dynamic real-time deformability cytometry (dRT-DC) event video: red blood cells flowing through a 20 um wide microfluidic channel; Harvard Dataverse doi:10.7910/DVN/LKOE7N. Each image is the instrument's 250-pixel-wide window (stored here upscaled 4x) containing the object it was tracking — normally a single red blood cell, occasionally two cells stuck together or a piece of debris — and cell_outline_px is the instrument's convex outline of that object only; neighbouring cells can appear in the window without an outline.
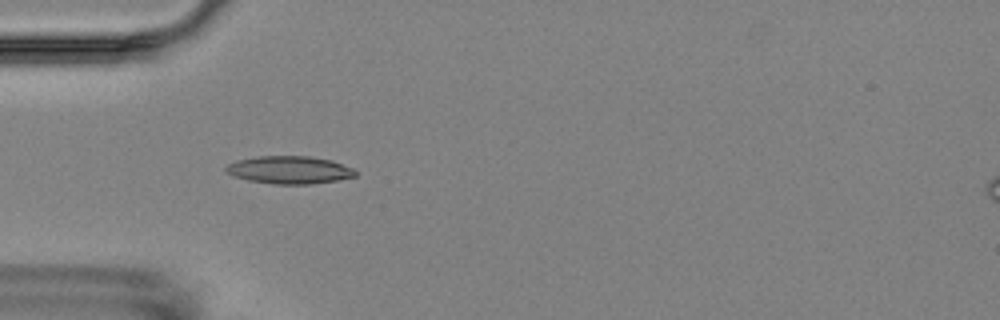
{"species": "Egyptian fruit bat (a non-hibernating species)", "species_latin": "Rousettus aegyptiacus", "temperature_condition": "room temperature", "stored_images_in_passage": 4, "camera_frame_rate_fps": 3000, "um_per_image_px": 0.085, "animal": {"sex": "female"}, "frame": {"image": 1, "passage_image": 3, "time_ms": 3.0, "image_size_px": [1000, 320], "cell_outline_px": [[356, 176], [336, 180], [312, 184], [272, 184], [248, 180], [232, 176], [224, 168], [228, 164], [236, 160], [256, 156], [308, 156], [332, 160], [352, 168], [356, 172]], "centroid_in_image_um": [24.57, 14.44], "position_along_channel_um": 60.4, "area_um2": 20.92}}